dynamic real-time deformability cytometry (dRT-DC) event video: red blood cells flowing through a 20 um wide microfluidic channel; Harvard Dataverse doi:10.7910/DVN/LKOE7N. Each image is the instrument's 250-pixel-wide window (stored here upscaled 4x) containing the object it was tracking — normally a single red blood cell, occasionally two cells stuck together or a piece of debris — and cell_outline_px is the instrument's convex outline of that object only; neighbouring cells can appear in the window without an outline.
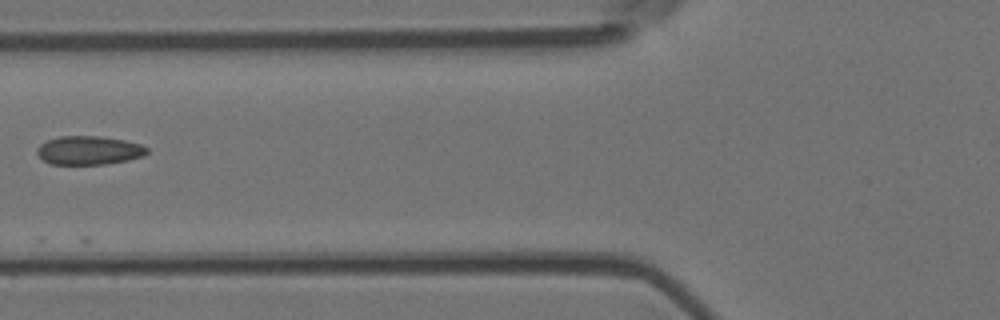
{"species": "Egyptian fruit bat (a non-hibernating species)", "species_latin": "Rousettus aegyptiacus", "temperature_condition": "room temperature", "stored_images_in_passage": 5, "camera_frame_rate_fps": 3000, "um_per_image_px": 0.085, "animal": {"sex": "female"}, "frame": {"image": 1, "passage_image": 3, "time_ms": 0.667, "image_size_px": [1000, 320], "cell_outline_px": [[148, 152], [144, 156], [128, 160], [104, 164], [52, 164], [44, 160], [36, 152], [36, 148], [40, 144], [48, 140], [60, 136], [100, 136], [124, 140], [140, 144], [148, 148]], "centroid_in_image_um": [7.57, 12.77], "position_along_channel_um": 118.2, "area_um2": 18.32}}
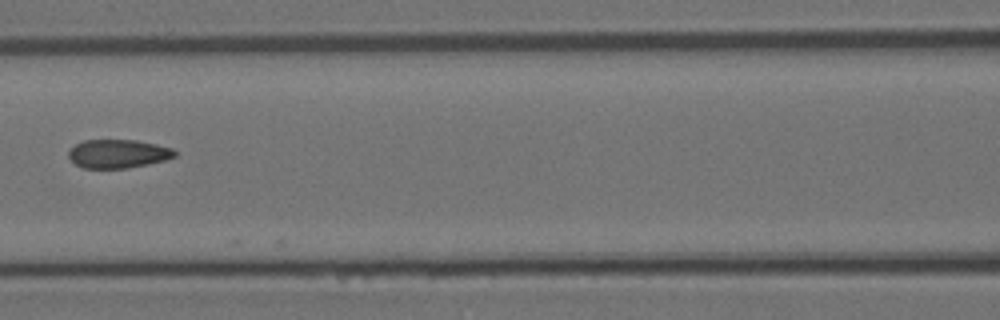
{"frame": {"image": 2, "passage_image": 4, "time_ms": 1.0, "image_size_px": [1000, 320], "cell_outline_px": [[176, 156], [164, 160], [148, 164], [128, 168], [84, 168], [76, 164], [68, 156], [68, 152], [76, 144], [84, 140], [136, 140], [156, 144], [172, 148], [176, 152]], "centroid_in_image_um": [10.04, 13.07], "position_along_channel_um": 156.6, "area_um2": 17.57}}